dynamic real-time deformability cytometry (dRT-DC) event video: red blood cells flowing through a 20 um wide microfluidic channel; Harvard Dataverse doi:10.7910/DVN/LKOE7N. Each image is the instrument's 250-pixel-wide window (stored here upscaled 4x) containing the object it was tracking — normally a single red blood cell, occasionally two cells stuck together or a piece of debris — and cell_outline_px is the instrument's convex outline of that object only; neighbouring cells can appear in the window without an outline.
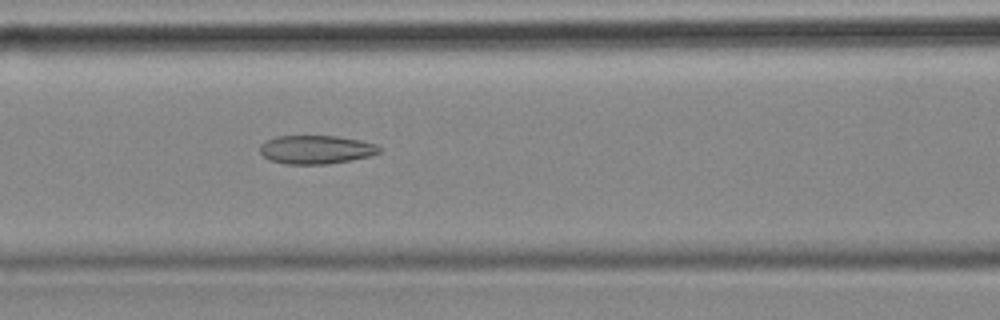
{"species": "common noctule bat (a hibernating species)", "species_latin": "Nyctalus noctula", "temperature_condition": "cold", "stored_images_in_passage": 56, "camera_frame_rate_fps": 3000, "um_per_image_px": 0.085, "animal": {"sex": "female", "body_mass_g": 18.4}, "frame": {"image": 1, "passage_image": 23, "time_ms": 7.333, "image_size_px": [1000, 320], "cell_outline_px": [[380, 152], [372, 156], [328, 164], [288, 164], [268, 160], [260, 152], [260, 144], [276, 136], [336, 136], [360, 140], [376, 144], [380, 148]], "centroid_in_image_um": [26.87, 12.72], "position_along_channel_um": 139.7, "area_um2": 19.88}}
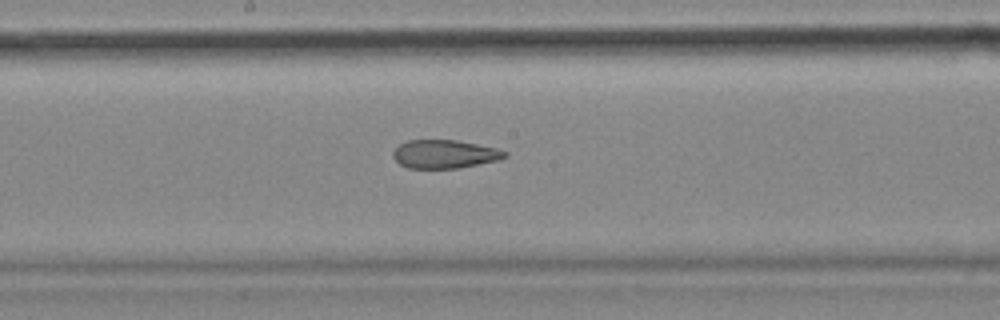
{"frame": {"image": 2, "passage_image": 29, "time_ms": 9.333, "image_size_px": [1000, 320], "cell_outline_px": [[508, 156], [500, 160], [456, 168], [408, 168], [400, 164], [392, 156], [392, 152], [400, 144], [408, 140], [456, 140], [496, 148], [508, 152]], "centroid_in_image_um": [37.8, 13.1], "position_along_channel_um": 210.4, "area_um2": 18.44}}
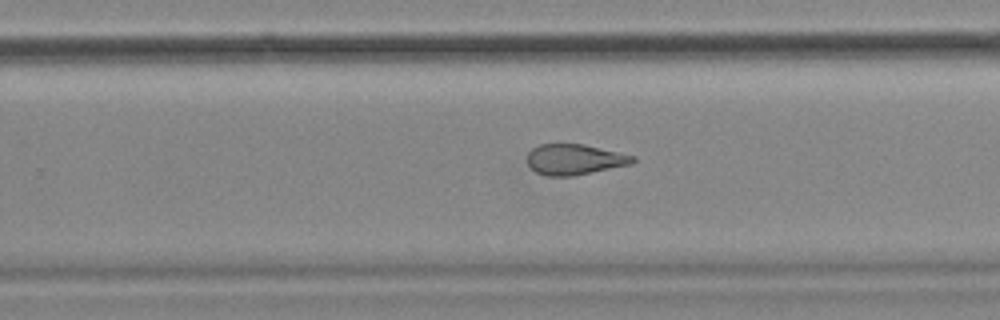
{"frame": {"image": 3, "passage_image": 35, "time_ms": 11.333, "image_size_px": [1000, 320], "cell_outline_px": [[636, 160], [632, 164], [572, 176], [548, 176], [536, 172], [528, 164], [528, 152], [532, 148], [540, 144], [584, 144], [636, 156]], "centroid_in_image_um": [48.85, 13.55], "position_along_channel_um": 280.9, "area_um2": 18.79}, "authors_computed_cell_mechanics": {"area_um2": 21.8773, "velocity_mm_per_s": 3.5542, "shape_relaxation_time_tau1_ms": null, "shape_relaxation_time_tau2_ms": 3.2693, "deformation_change_tau1": null, "deformation_change_tau2": 0.1119}}